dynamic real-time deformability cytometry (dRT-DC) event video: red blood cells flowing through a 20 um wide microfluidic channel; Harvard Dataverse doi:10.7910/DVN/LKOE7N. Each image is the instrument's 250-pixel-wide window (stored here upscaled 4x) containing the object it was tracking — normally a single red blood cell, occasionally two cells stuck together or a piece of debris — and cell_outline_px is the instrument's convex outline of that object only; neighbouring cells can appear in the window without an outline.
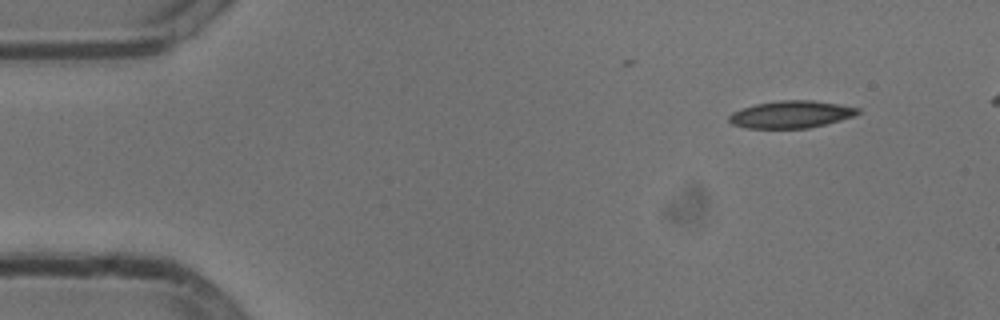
{"species": "common noctule bat (a hibernating species)", "species_latin": "Nyctalus noctula", "temperature_condition": "cold", "stored_images_in_passage": 48, "camera_frame_rate_fps": 3000, "um_per_image_px": 0.085, "animal": {"sex": "male", "body_mass_g": 13.3}, "frame": {"image": 1, "passage_image": 1, "time_ms": 0.0, "image_size_px": [1000, 320], "cell_outline_px": [[860, 112], [852, 116], [840, 120], [808, 128], [748, 128], [732, 124], [728, 120], [728, 116], [732, 112], [756, 104], [780, 100], [812, 100], [860, 108]], "centroid_in_image_um": [67.22, 9.72], "position_along_channel_um": 17.8, "area_um2": 20.17}}
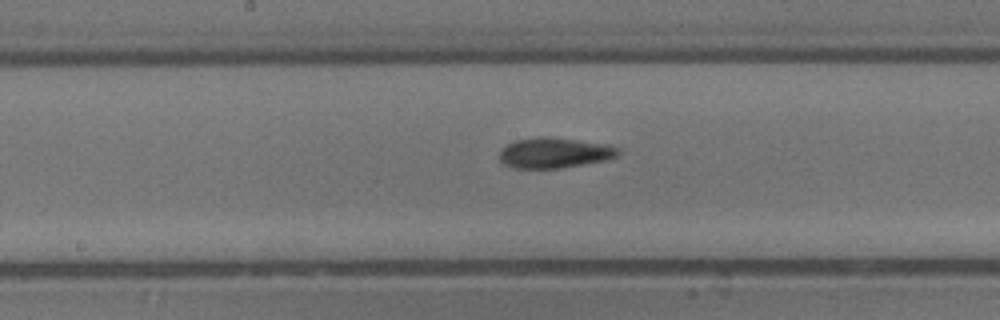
{"frame": {"image": 2, "passage_image": 23, "time_ms": 7.333, "image_size_px": [1000, 320], "cell_outline_px": [[620, 152], [616, 156], [604, 160], [560, 168], [512, 168], [504, 164], [500, 160], [500, 152], [508, 144], [516, 140], [540, 136], [544, 136], [608, 144], [620, 148]], "centroid_in_image_um": [47.12, 12.99], "position_along_channel_um": 201.1, "area_um2": 20.81}}
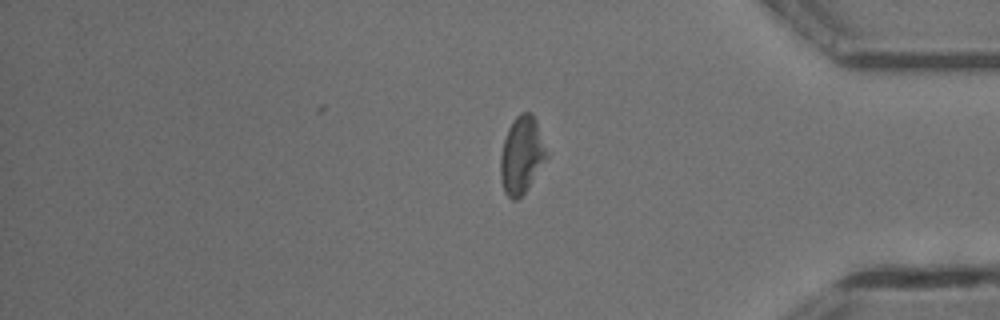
{"frame": {"image": 3, "passage_image": 40, "time_ms": 13.0, "image_size_px": [1000, 320], "cell_outline_px": [[548, 156], [524, 192], [516, 200], [512, 200], [504, 192], [500, 176], [500, 156], [504, 140], [508, 128], [512, 120], [520, 112], [532, 112], [536, 120], [548, 152]], "centroid_in_image_um": [44.33, 13.14], "position_along_channel_um": 390.9, "area_um2": 20.63}, "authors_computed_cell_mechanics": {"area_um2": 20.8658, "velocity_mm_per_s": 3.7859, "shape_relaxation_time_tau1_ms": 4.8152, "shape_relaxation_time_tau2_ms": 4.324, "deformation_change_tau1": 0.1188, "deformation_change_tau2": 0.1227}}